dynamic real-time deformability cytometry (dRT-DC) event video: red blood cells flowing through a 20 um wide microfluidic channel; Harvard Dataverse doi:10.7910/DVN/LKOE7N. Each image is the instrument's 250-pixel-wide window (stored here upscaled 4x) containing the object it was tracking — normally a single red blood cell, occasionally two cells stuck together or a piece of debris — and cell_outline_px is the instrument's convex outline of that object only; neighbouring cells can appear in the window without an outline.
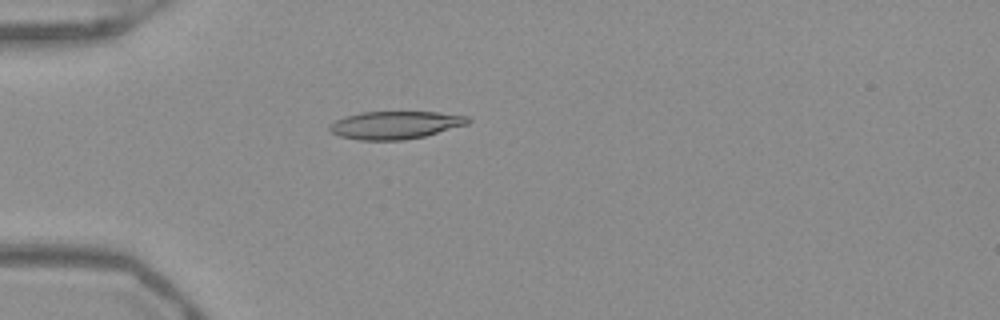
{"species": "Egyptian fruit bat (a non-hibernating species)", "species_latin": "Rousettus aegyptiacus", "temperature_condition": "warm", "stored_images_in_passage": 53, "camera_frame_rate_fps": 3000, "um_per_image_px": 0.085, "frame": {"image": 1, "passage_image": 16, "time_ms": 5.0, "image_size_px": [1000, 320], "cell_outline_px": [[472, 120], [468, 124], [424, 136], [404, 140], [360, 140], [340, 136], [332, 132], [328, 128], [328, 124], [344, 116], [360, 112], [436, 112], [468, 116]], "centroid_in_image_um": [33.58, 10.62], "position_along_channel_um": 51.4, "area_um2": 22.43}}
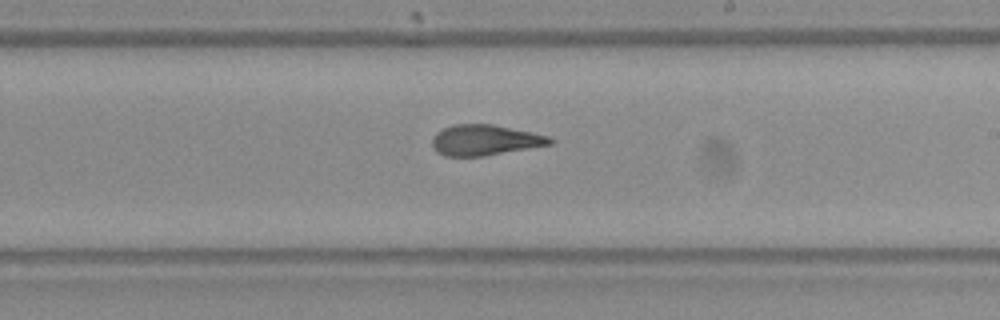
{"frame": {"image": 2, "passage_image": 32, "time_ms": 10.333, "image_size_px": [1000, 320], "cell_outline_px": [[556, 140], [552, 144], [484, 156], [444, 156], [436, 152], [432, 148], [432, 136], [436, 132], [444, 128], [456, 124], [492, 124], [552, 136]], "centroid_in_image_um": [41.23, 11.91], "position_along_channel_um": 247.8, "area_um2": 21.21}}
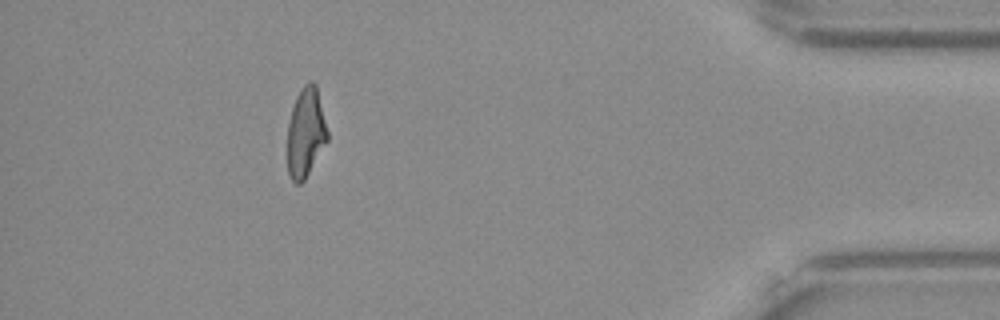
{"frame": {"image": 3, "passage_image": 48, "time_ms": 15.667, "image_size_px": [1000, 320], "cell_outline_px": [[328, 140], [304, 180], [300, 184], [296, 184], [292, 180], [288, 172], [288, 124], [292, 108], [296, 96], [300, 88], [304, 84], [312, 80], [316, 84], [328, 132]], "centroid_in_image_um": [25.98, 11.25], "position_along_channel_um": 409.2, "area_um2": 20.75}, "authors_computed_cell_mechanics": {"area_um2": 21.7906, "velocity_mm_per_s": 3.9484, "shape_relaxation_time_tau1_ms": null, "shape_relaxation_time_tau2_ms": 1.8104, "deformation_change_tau1": null, "deformation_change_tau2": 0.1064}}